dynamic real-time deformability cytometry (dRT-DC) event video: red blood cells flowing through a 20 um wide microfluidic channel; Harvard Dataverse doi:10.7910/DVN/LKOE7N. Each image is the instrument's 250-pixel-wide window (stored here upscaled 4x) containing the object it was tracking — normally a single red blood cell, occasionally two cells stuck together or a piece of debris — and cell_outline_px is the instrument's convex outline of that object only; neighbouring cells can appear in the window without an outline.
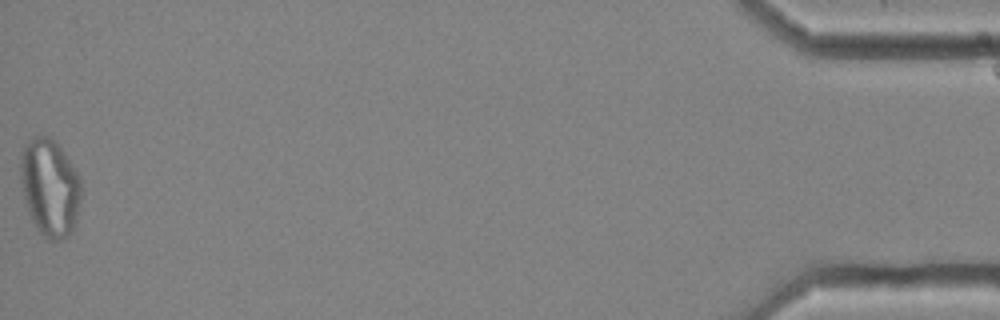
{"species": "common noctule bat (a hibernating species)", "species_latin": "Nyctalus noctula", "temperature_condition": "cold", "stored_images_in_passage": 14, "camera_frame_rate_fps": 3000, "um_per_image_px": 0.085, "animal": {"sex": "female", "body_mass_g": 25.1}, "frame": {"image": 1, "passage_image": 14, "time_ms": 4.333, "image_size_px": [1000, 320], "cell_outline_px": [[84, 192], [76, 224], [72, 232], [68, 236], [60, 240], [48, 240], [36, 228], [28, 212], [24, 200], [20, 180], [20, 152], [32, 136], [48, 136], [64, 152], [80, 176]], "centroid_in_image_um": [4.27, 15.97], "position_along_channel_um": 430.9, "area_um2": 35.26}}